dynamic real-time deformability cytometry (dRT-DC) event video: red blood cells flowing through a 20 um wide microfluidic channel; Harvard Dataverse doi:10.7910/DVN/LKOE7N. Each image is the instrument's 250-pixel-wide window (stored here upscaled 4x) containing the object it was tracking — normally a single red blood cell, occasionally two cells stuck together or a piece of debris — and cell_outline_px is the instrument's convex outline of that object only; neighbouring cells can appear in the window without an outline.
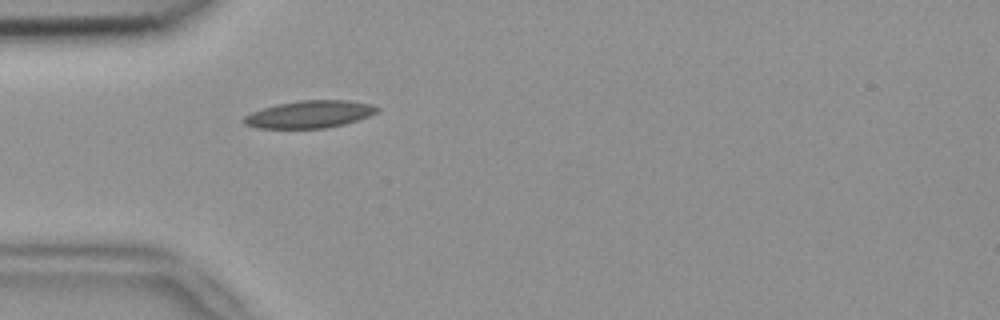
{"species": "common noctule bat (a hibernating species)", "species_latin": "Nyctalus noctula", "temperature_condition": "room temperature", "stored_images_in_passage": 1, "camera_frame_rate_fps": 3000, "um_per_image_px": 0.085, "animal": {"sex": "female", "body_mass_g": 18.4}, "frame": {"image": 1, "passage_image": 1, "time_ms": 0.0, "image_size_px": [1000, 320], "cell_outline_px": [[380, 108], [376, 112], [368, 116], [344, 124], [324, 128], [256, 128], [244, 124], [244, 116], [252, 112], [276, 104], [300, 100], [348, 100], [372, 104]], "centroid_in_image_um": [26.31, 9.71], "position_along_channel_um": 58.7, "area_um2": 21.1}}